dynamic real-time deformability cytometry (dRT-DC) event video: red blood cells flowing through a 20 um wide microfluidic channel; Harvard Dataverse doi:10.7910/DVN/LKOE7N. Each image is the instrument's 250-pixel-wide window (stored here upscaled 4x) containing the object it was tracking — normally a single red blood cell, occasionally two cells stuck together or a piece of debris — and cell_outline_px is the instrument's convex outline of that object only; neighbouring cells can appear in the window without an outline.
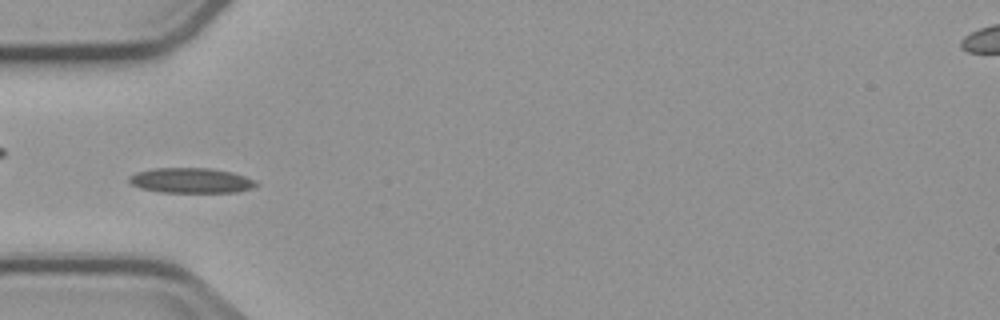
{"species": "common noctule bat (a hibernating species)", "species_latin": "Nyctalus noctula", "temperature_condition": "cold", "stored_images_in_passage": 9, "camera_frame_rate_fps": 3000, "um_per_image_px": 0.085, "animal": {"sex": "male", "body_mass_g": 23.1, "forearm_length_mm": 52.7}, "frame": {"image": 1, "passage_image": 4, "time_ms": 4.667, "image_size_px": [1000, 320], "cell_outline_px": [[260, 184], [252, 188], [236, 192], [160, 192], [140, 188], [132, 184], [128, 180], [128, 176], [136, 172], [152, 168], [212, 168], [232, 172], [256, 180]], "centroid_in_image_um": [16.24, 15.33], "position_along_channel_um": 68.8, "area_um2": 18.73}}
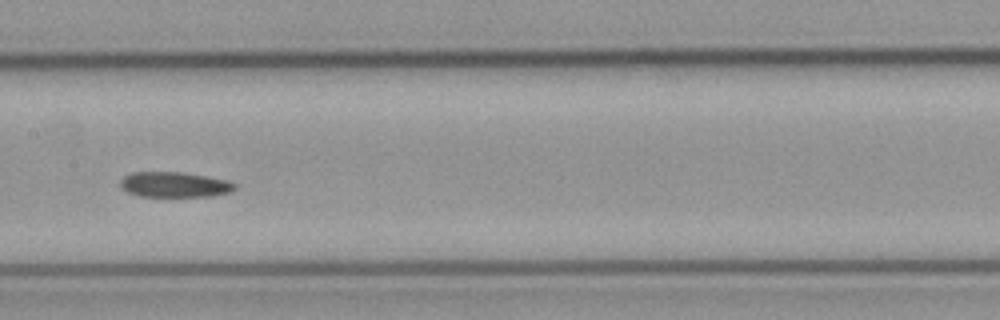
{"frame": {"image": 2, "passage_image": 7, "time_ms": 8.0, "image_size_px": [1000, 320], "cell_outline_px": [[236, 188], [228, 192], [212, 196], [140, 196], [128, 192], [120, 184], [120, 180], [124, 176], [132, 172], [180, 172], [228, 180], [236, 184]], "centroid_in_image_um": [14.83, 15.68], "position_along_channel_um": 192.6, "area_um2": 16.65}}
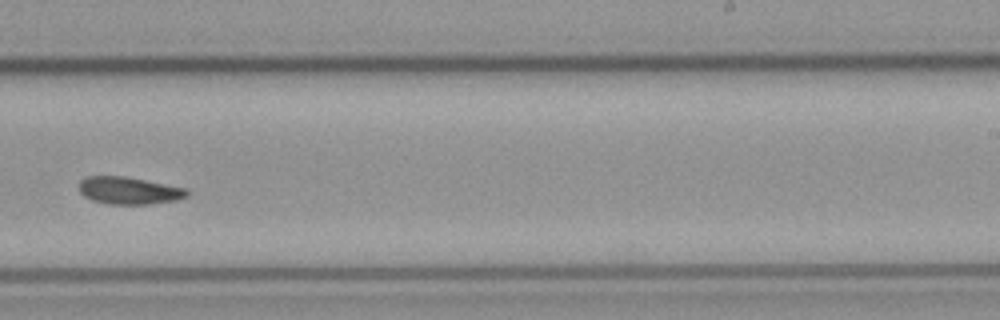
{"frame": {"image": 3, "passage_image": 9, "time_ms": 10.333, "image_size_px": [1000, 320], "cell_outline_px": [[188, 196], [176, 200], [148, 204], [108, 204], [92, 200], [84, 196], [80, 192], [80, 180], [88, 176], [124, 176], [184, 188], [188, 192]], "centroid_in_image_um": [10.93, 16.2], "position_along_channel_um": 278.1, "area_um2": 16.94}}